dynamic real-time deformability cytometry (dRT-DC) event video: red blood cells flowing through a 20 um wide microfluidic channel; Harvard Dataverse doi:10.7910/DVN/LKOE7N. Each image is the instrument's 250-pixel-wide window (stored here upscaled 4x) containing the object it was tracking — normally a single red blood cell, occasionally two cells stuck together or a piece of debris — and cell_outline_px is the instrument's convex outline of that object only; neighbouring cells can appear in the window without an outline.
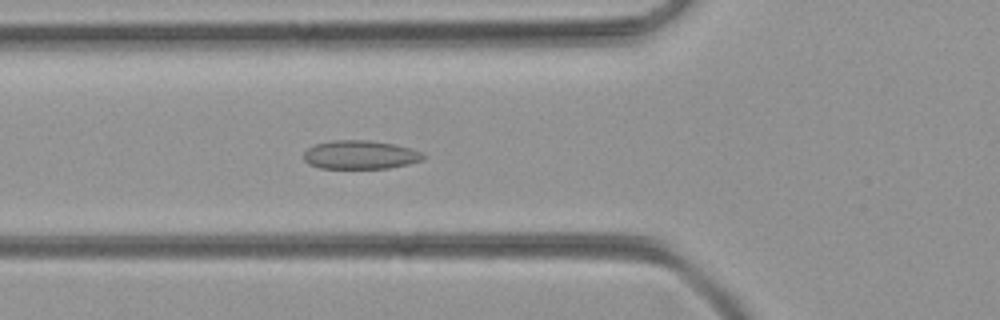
{"species": "common noctule bat (a hibernating species)", "species_latin": "Nyctalus noctula", "temperature_condition": "room temperature", "stored_images_in_passage": 50, "camera_frame_rate_fps": 3000, "um_per_image_px": 0.085, "animal": {"sex": "female", "body_mass_g": 21.9}, "frame": {"image": 1, "passage_image": 18, "time_ms": 5.667, "image_size_px": [1000, 320], "cell_outline_px": [[424, 160], [408, 164], [388, 168], [320, 168], [308, 164], [304, 160], [304, 152], [308, 148], [316, 144], [332, 140], [368, 140], [392, 144], [408, 148], [420, 152], [424, 156]], "centroid_in_image_um": [30.58, 13.16], "position_along_channel_um": 95.2, "area_um2": 19.77}}
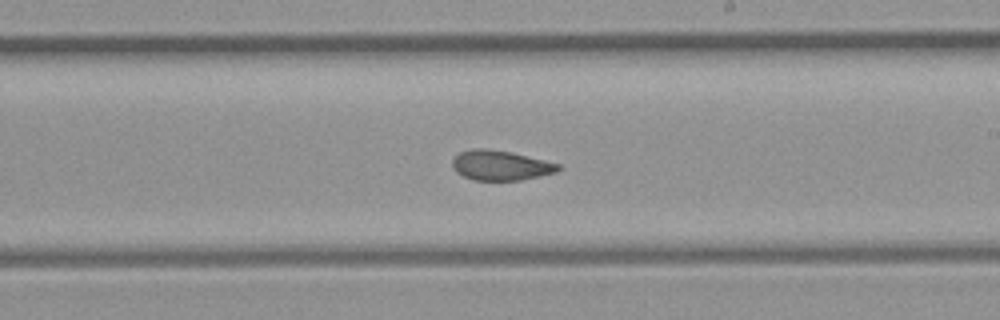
{"frame": {"image": 2, "passage_image": 29, "time_ms": 9.333, "image_size_px": [1000, 320], "cell_outline_px": [[560, 168], [556, 172], [520, 180], [472, 180], [456, 172], [452, 164], [452, 160], [460, 152], [472, 148], [484, 148], [512, 152], [560, 164]], "centroid_in_image_um": [42.53, 14.05], "position_along_channel_um": 246.5, "area_um2": 18.32}}
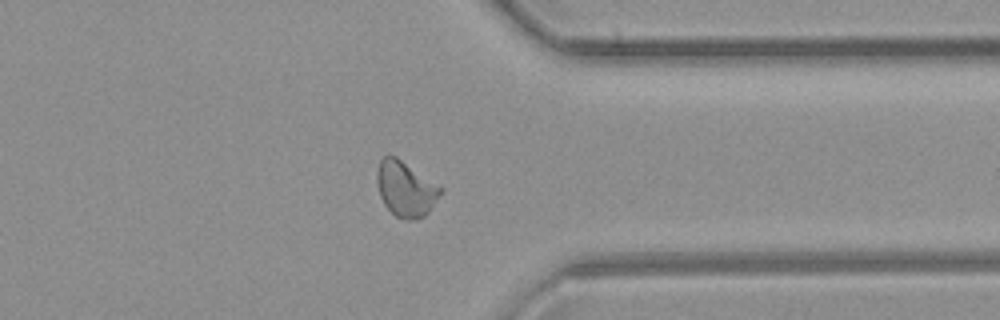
{"frame": {"image": 3, "passage_image": 39, "time_ms": 12.667, "image_size_px": [1000, 320], "cell_outline_px": [[444, 188], [428, 212], [424, 216], [416, 220], [404, 220], [396, 216], [384, 204], [380, 196], [376, 180], [376, 172], [380, 160], [384, 156], [396, 156]], "centroid_in_image_um": [34.47, 16.05], "position_along_channel_um": 376.9, "area_um2": 20.46}}